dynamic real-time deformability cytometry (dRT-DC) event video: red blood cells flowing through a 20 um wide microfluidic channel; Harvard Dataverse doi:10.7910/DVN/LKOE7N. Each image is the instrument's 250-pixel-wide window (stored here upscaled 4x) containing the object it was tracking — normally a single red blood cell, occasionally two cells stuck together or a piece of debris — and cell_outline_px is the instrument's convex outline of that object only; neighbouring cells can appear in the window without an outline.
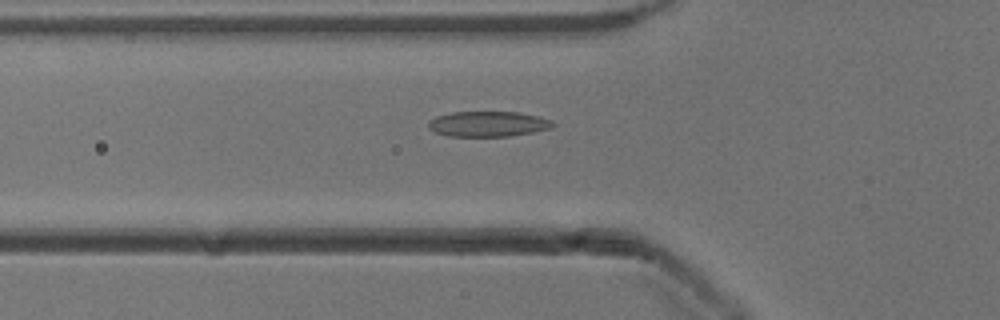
{"species": "common noctule bat (a hibernating species)", "species_latin": "Nyctalus noctula", "temperature_condition": "cold", "stored_images_in_passage": 52, "camera_frame_rate_fps": 3000, "um_per_image_px": 0.085, "animal": {"sex": "male", "body_mass_g": 13.3}, "frame": {"image": 1, "passage_image": 18, "time_ms": 5.667, "image_size_px": [1000, 320], "cell_outline_px": [[556, 124], [548, 128], [532, 132], [508, 136], [448, 136], [436, 132], [428, 128], [428, 120], [436, 116], [452, 112], [516, 112], [536, 116], [552, 120]], "centroid_in_image_um": [41.43, 10.53], "position_along_channel_um": 84.4, "area_um2": 18.21}}
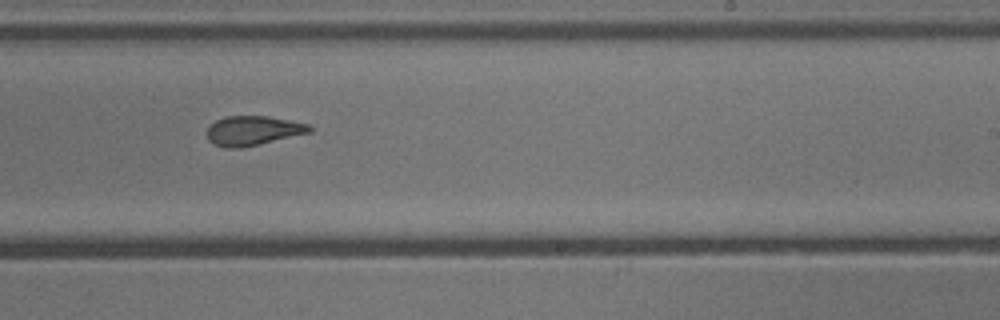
{"frame": {"image": 2, "passage_image": 32, "time_ms": 10.333, "image_size_px": [1000, 320], "cell_outline_px": [[312, 132], [240, 148], [228, 148], [216, 144], [208, 140], [208, 128], [216, 120], [224, 116], [268, 116], [308, 124], [312, 128]], "centroid_in_image_um": [21.51, 11.09], "position_along_channel_um": 267.5, "area_um2": 17.34}}
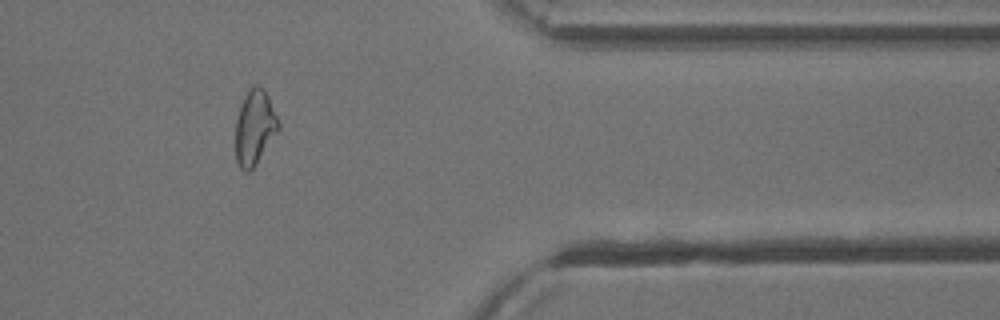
{"frame": {"image": 3, "passage_image": 43, "time_ms": 14.0, "image_size_px": [1000, 320], "cell_outline_px": [[280, 128], [256, 164], [248, 172], [244, 172], [240, 168], [236, 160], [236, 120], [244, 96], [252, 84], [256, 84], [264, 88], [268, 96], [280, 124]], "centroid_in_image_um": [21.65, 10.82], "position_along_channel_um": 389.8, "area_um2": 18.61}, "authors_computed_cell_mechanics": {"area_um2": 18.6116, "velocity_mm_per_s": 3.9086, "shape_relaxation_time_tau1_ms": 5.9062, "shape_relaxation_time_tau2_ms": 2.6281, "deformation_change_tau1": 0.1653, "deformation_change_tau2": 0.0995}}